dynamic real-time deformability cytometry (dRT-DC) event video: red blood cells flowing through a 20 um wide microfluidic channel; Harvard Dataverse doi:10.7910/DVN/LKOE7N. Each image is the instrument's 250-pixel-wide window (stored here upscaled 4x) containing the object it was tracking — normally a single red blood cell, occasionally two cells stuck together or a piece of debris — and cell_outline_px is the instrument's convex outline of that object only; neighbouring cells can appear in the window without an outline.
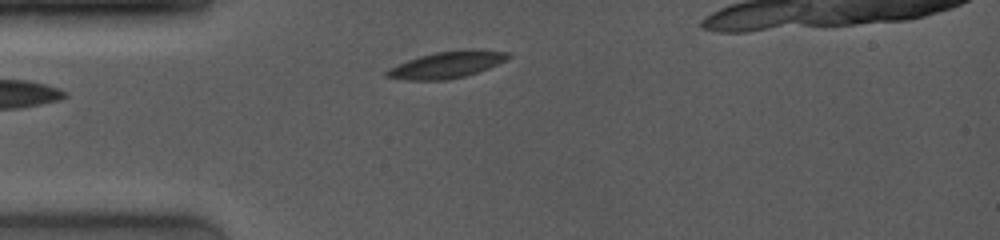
{"species": "common noctule bat (a hibernating species)", "species_latin": "Nyctalus noctula", "temperature_condition": "room temperature", "stored_images_in_passage": 37, "camera_frame_rate_fps": 4000, "um_per_image_px": 0.085, "animal": {"sex": "female", "body_mass_g": 19.0, "forearm_length_mm": 53.3}, "frame": {"image": 1, "passage_image": 1, "time_ms": 0.0, "image_size_px": [1000, 240], "cell_outline_px": [[512, 56], [488, 68], [464, 76], [448, 80], [408, 80], [384, 76], [384, 72], [388, 68], [408, 60], [420, 56], [436, 52], [460, 48], [476, 48], [508, 52]], "centroid_in_image_um": [37.98, 5.48], "position_along_channel_um": 47.0, "area_um2": 19.02}}
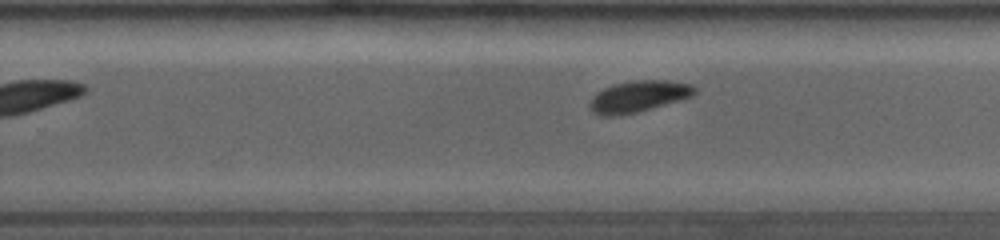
{"frame": {"image": 2, "passage_image": 25, "time_ms": 6.0, "image_size_px": [1000, 240], "cell_outline_px": [[696, 92], [692, 96], [680, 100], [636, 112], [620, 116], [600, 116], [592, 112], [588, 108], [588, 104], [592, 96], [596, 92], [604, 88], [616, 84], [632, 80], [668, 80], [692, 84], [696, 88]], "centroid_in_image_um": [54.23, 8.2], "position_along_channel_um": 275.6, "area_um2": 19.36}}
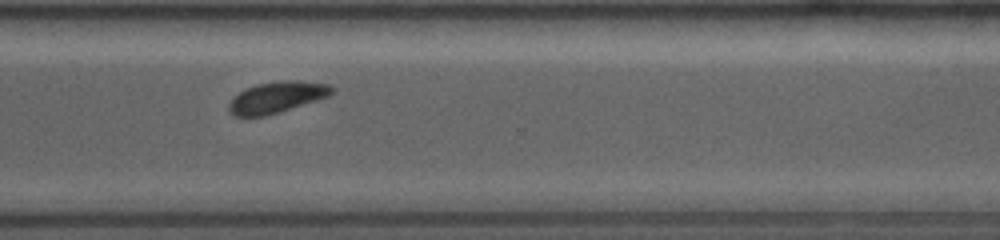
{"frame": {"image": 3, "passage_image": 32, "time_ms": 7.75, "image_size_px": [1000, 240], "cell_outline_px": [[336, 88], [328, 96], [316, 100], [264, 116], [236, 116], [228, 108], [228, 104], [244, 88], [256, 84], [284, 80], [300, 80], [328, 84]], "centroid_in_image_um": [23.55, 8.24], "position_along_channel_um": 347.1, "area_um2": 18.38}, "authors_computed_cell_mechanics": {"area_um2": 19.1896, "velocity_mm_per_s": 4.0546, "shape_relaxation_time_tau1_ms": 2.0402, "shape_relaxation_time_tau2_ms": null, "deformation_change_tau1": 0.0833, "deformation_change_tau2": null}}